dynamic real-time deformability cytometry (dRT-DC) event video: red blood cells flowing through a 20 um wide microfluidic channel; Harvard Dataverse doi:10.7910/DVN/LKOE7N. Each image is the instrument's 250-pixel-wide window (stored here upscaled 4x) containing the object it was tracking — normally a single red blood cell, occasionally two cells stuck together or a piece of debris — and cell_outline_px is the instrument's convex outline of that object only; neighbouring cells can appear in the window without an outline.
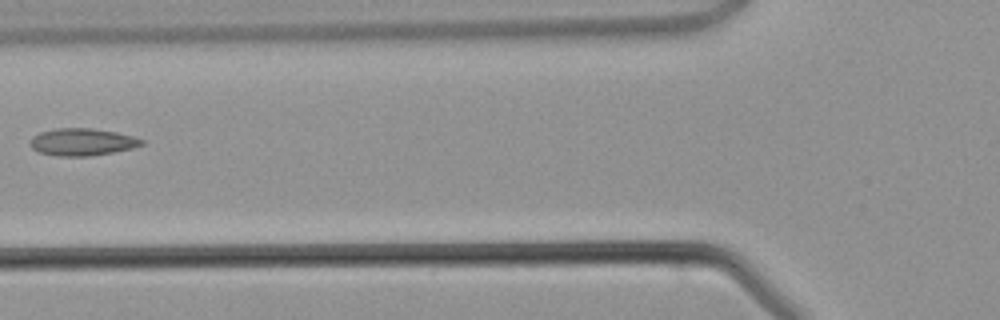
{"species": "common noctule bat (a hibernating species)", "species_latin": "Nyctalus noctula", "temperature_condition": "warm", "stored_images_in_passage": 3, "camera_frame_rate_fps": 3000, "um_per_image_px": 0.085, "animal": {"sex": "male", "body_mass_g": 21.5, "forearm_length_mm": 52.0}, "frame": {"image": 1, "passage_image": 3, "time_ms": 3.333, "image_size_px": [1000, 320], "cell_outline_px": [[144, 144], [132, 148], [112, 152], [88, 156], [56, 156], [40, 152], [32, 148], [28, 144], [32, 136], [40, 132], [56, 128], [92, 128], [116, 132], [132, 136], [144, 140]], "centroid_in_image_um": [6.95, 12.06], "position_along_channel_um": 118.8, "area_um2": 17.69}}